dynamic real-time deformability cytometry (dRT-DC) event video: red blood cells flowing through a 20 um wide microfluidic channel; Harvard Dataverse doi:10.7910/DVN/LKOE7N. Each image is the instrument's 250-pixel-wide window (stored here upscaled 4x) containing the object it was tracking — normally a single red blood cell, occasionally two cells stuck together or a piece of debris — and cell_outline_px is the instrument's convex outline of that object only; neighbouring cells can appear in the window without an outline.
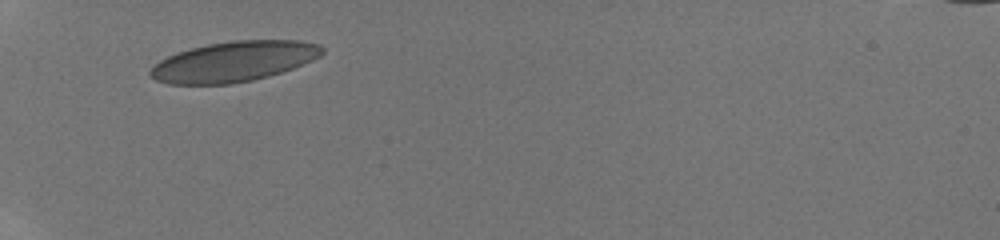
{"species": "human", "species_latin": "Homo sapiens", "temperature_condition": "room temperature", "stored_images_in_passage": 14, "camera_frame_rate_fps": 3000, "um_per_image_px": 0.085, "donor": {"sex": "male"}, "frame": {"image": 1, "passage_image": 1, "time_ms": 0.0, "image_size_px": [1000, 240], "cell_outline_px": [[324, 52], [320, 56], [312, 60], [292, 68], [268, 76], [252, 80], [232, 84], [168, 84], [156, 80], [148, 76], [148, 72], [160, 60], [168, 56], [192, 48], [208, 44], [232, 40], [300, 40], [320, 44], [324, 48]], "centroid_in_image_um": [19.88, 5.23], "position_along_channel_um": 65.1, "area_um2": 40.23}}
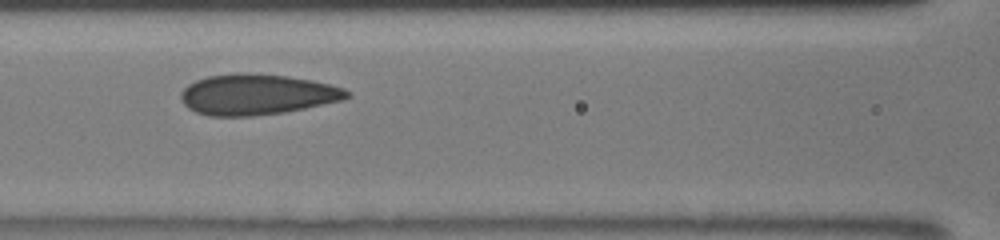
{"frame": {"image": 2, "passage_image": 10, "time_ms": 2.333, "image_size_px": [1000, 240], "cell_outline_px": [[352, 96], [340, 100], [304, 108], [284, 112], [252, 116], [208, 116], [196, 112], [188, 108], [184, 104], [180, 96], [180, 92], [188, 84], [196, 80], [208, 76], [236, 72], [288, 76], [312, 80], [344, 88]], "centroid_in_image_um": [21.8, 8.03], "position_along_channel_um": 144.8, "area_um2": 39.25}}
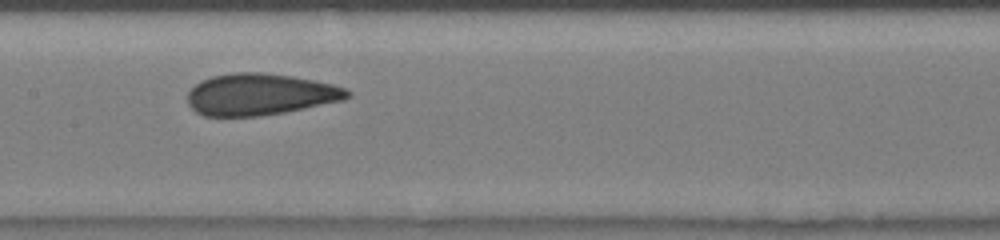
{"frame": {"image": 3, "passage_image": 13, "time_ms": 3.333, "image_size_px": [1000, 240], "cell_outline_px": [[352, 96], [344, 100], [284, 112], [260, 116], [204, 116], [196, 112], [188, 104], [188, 92], [200, 80], [212, 76], [232, 72], [264, 72], [292, 76], [332, 84], [344, 88], [352, 92]], "centroid_in_image_um": [22.1, 8.02], "position_along_channel_um": 185.3, "area_um2": 38.84}}